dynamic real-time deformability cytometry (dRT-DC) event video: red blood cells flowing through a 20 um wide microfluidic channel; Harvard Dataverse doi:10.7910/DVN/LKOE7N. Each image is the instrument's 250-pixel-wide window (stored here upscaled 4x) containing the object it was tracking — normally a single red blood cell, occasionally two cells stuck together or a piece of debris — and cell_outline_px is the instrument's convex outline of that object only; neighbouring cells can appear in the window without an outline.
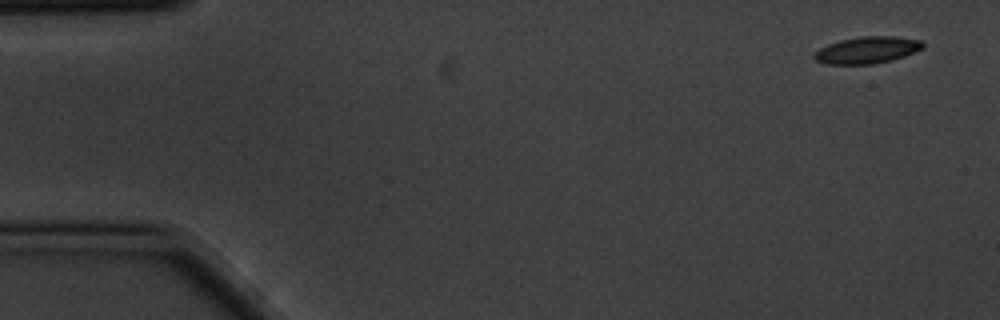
{"species": "common noctule bat (a hibernating species)", "species_latin": "Nyctalus noctula", "temperature_condition": "cold", "stored_images_in_passage": 7, "camera_frame_rate_fps": 3000, "um_per_image_px": 0.085, "animal": {"sex": "male", "body_mass_g": 20.1, "forearm_length_mm": 53.5}, "frame": {"image": 1, "passage_image": 1, "time_ms": 0.0, "image_size_px": [1000, 320], "cell_outline_px": [[924, 48], [904, 56], [892, 60], [872, 64], [828, 64], [816, 60], [812, 56], [812, 52], [828, 44], [840, 40], [860, 36], [896, 36], [920, 40], [924, 44]], "centroid_in_image_um": [73.69, 4.25], "position_along_channel_um": 11.3, "area_um2": 17.05}}
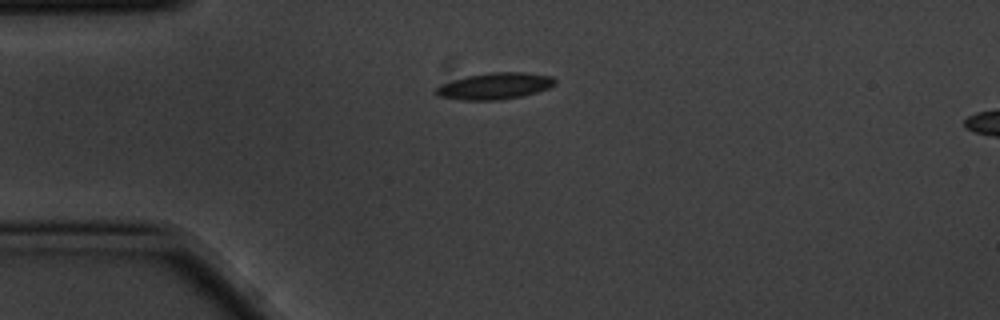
{"frame": {"image": 2, "passage_image": 4, "time_ms": 1.0, "image_size_px": [1000, 320], "cell_outline_px": [[556, 84], [548, 88], [536, 92], [520, 96], [500, 100], [460, 100], [436, 96], [432, 92], [440, 84], [468, 76], [488, 72], [524, 72], [552, 76], [556, 80]], "centroid_in_image_um": [42.02, 7.31], "position_along_channel_um": 43.0, "area_um2": 18.5}}
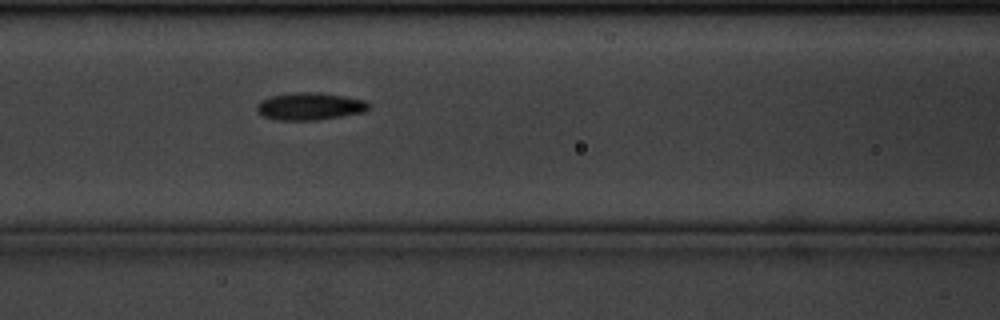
{"frame": {"image": 3, "passage_image": 7, "time_ms": 2.0, "image_size_px": [1000, 320], "cell_outline_px": [[368, 108], [364, 112], [316, 120], [276, 120], [264, 116], [256, 108], [256, 104], [260, 100], [272, 96], [292, 92], [320, 92], [344, 96], [364, 100], [368, 104]], "centroid_in_image_um": [26.3, 9.03], "position_along_channel_um": 140.3, "area_um2": 17.74}}